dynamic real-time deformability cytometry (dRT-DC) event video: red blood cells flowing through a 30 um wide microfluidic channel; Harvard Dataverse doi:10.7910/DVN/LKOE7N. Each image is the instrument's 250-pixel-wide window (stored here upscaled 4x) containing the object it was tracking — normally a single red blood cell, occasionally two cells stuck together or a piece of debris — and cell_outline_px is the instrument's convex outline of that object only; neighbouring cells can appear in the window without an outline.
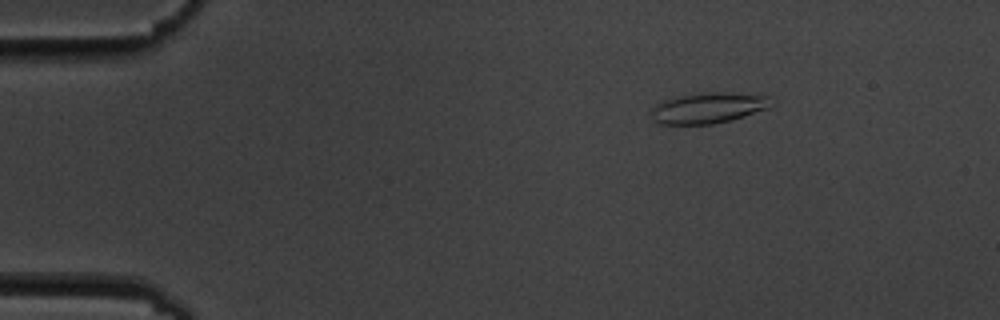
{"species": "common noctule bat (a hibernating species)", "species_latin": "Nyctalus noctula", "temperature_condition": "cold", "stored_images_in_passage": 7, "camera_frame_rate_fps": 3000, "um_per_image_px": 0.085, "animal": {"sex": "male", "body_mass_g": 19.5, "forearm_length_mm": 54.6}, "frame": {"image": 1, "passage_image": 2, "time_ms": 1.333, "image_size_px": [1000, 320], "cell_outline_px": [[776, 104], [768, 108], [728, 120], [712, 124], [660, 124], [652, 120], [652, 108], [656, 104], [664, 100], [680, 96], [700, 92], [712, 92], [768, 96]], "centroid_in_image_um": [60.18, 9.17], "position_along_channel_um": 24.8, "area_um2": 21.15}}
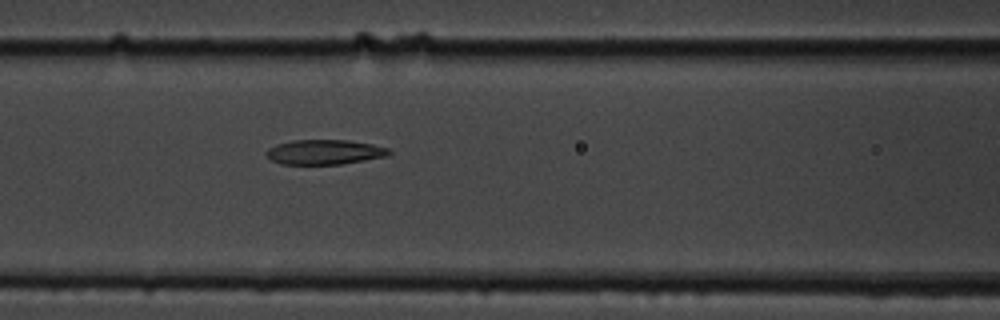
{"frame": {"image": 2, "passage_image": 7, "time_ms": 6.667, "image_size_px": [1000, 320], "cell_outline_px": [[392, 152], [388, 156], [340, 164], [280, 164], [272, 160], [264, 152], [268, 148], [276, 144], [292, 140], [348, 140], [372, 144], [388, 148]], "centroid_in_image_um": [27.58, 12.92], "position_along_channel_um": 139.0, "area_um2": 17.74}}